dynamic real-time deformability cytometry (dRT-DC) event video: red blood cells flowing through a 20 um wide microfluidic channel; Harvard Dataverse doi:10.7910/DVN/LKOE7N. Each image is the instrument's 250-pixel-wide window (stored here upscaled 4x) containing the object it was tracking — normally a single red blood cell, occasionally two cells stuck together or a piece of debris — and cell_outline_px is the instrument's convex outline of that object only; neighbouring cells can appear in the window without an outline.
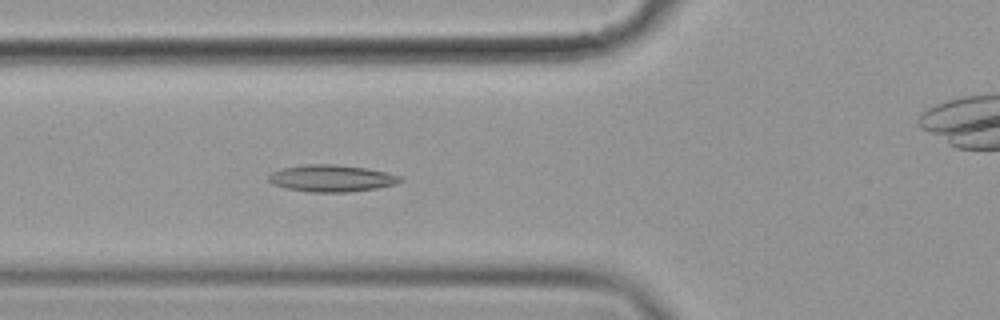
{"species": "common noctule bat (a hibernating species)", "species_latin": "Nyctalus noctula", "temperature_condition": "cold", "stored_images_in_passage": 6, "camera_frame_rate_fps": 3000, "um_per_image_px": 0.085, "animal": {"sex": "female", "body_mass_g": 19.9}, "frame": {"image": 1, "passage_image": 5, "time_ms": 1.333, "image_size_px": [1000, 320], "cell_outline_px": [[404, 180], [396, 184], [376, 188], [348, 192], [312, 192], [284, 188], [272, 184], [268, 180], [268, 176], [272, 172], [284, 168], [308, 164], [332, 164], [368, 168], [388, 172], [400, 176]], "centroid_in_image_um": [28.2, 15.16], "position_along_channel_um": 97.6, "area_um2": 20.63}}